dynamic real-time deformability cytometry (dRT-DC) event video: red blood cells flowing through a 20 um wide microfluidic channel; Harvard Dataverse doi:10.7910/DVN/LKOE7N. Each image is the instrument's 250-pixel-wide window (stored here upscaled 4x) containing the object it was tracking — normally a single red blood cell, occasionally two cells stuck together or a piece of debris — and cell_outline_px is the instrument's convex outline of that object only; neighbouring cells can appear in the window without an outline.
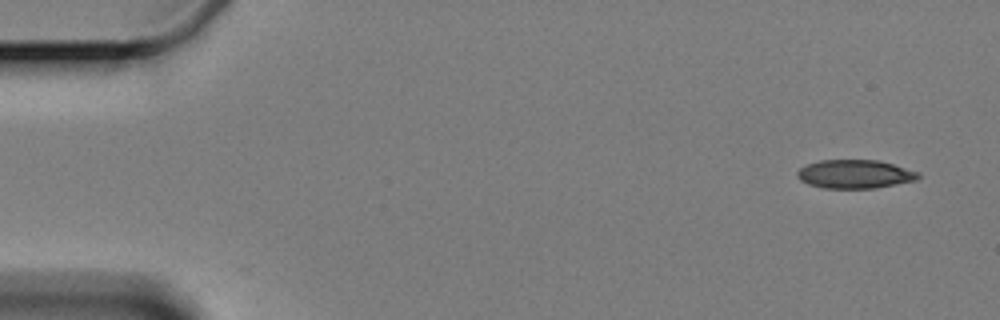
{"species": "Egyptian fruit bat (a non-hibernating species)", "species_latin": "Rousettus aegyptiacus", "temperature_condition": "cold", "stored_images_in_passage": 4, "camera_frame_rate_fps": 3000, "um_per_image_px": 0.085, "animal": {"sex": "female"}, "frame": {"image": 1, "passage_image": 1, "time_ms": 0.0, "image_size_px": [1000, 320], "cell_outline_px": [[920, 176], [916, 180], [876, 188], [824, 188], [808, 184], [800, 180], [796, 176], [796, 172], [800, 168], [808, 164], [820, 160], [880, 160], [916, 172]], "centroid_in_image_um": [72.61, 14.8], "position_along_channel_um": 12.4, "area_um2": 20.0}}
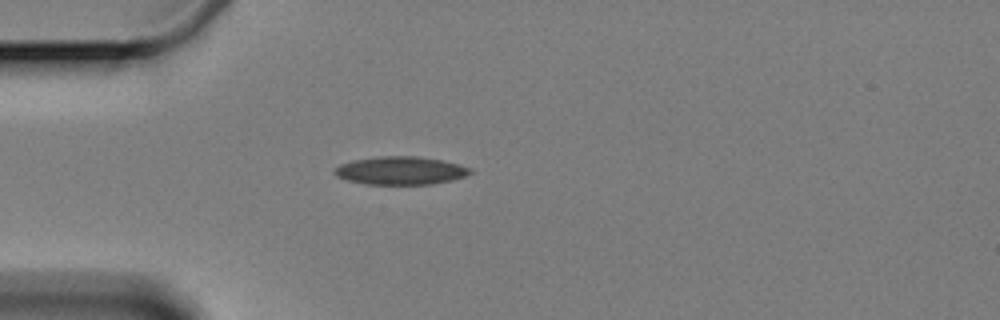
{"frame": {"image": 2, "passage_image": 4, "time_ms": 4.333, "image_size_px": [1000, 320], "cell_outline_px": [[472, 172], [464, 176], [452, 180], [432, 184], [368, 184], [348, 180], [336, 176], [332, 172], [340, 164], [352, 160], [380, 156], [416, 156], [440, 160], [472, 168]], "centroid_in_image_um": [34.02, 14.5], "position_along_channel_um": 51.0, "area_um2": 22.02}}